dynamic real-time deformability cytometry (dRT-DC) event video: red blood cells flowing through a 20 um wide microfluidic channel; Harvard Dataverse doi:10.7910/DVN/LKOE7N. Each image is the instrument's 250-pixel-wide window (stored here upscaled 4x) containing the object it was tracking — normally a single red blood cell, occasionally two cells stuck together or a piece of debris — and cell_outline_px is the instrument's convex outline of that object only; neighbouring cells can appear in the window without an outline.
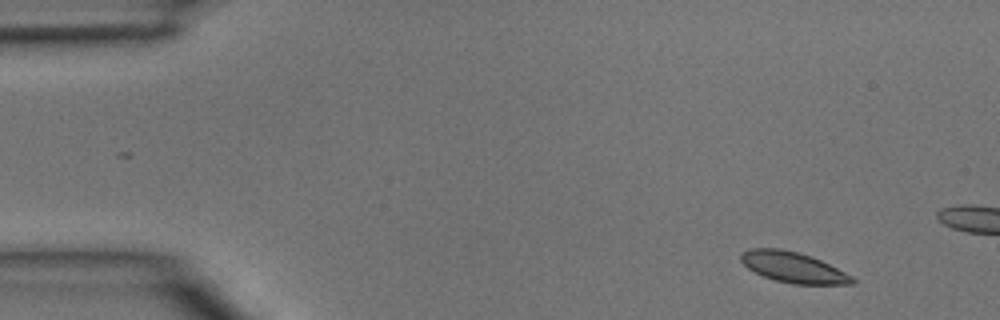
{"species": "common noctule bat (a hibernating species)", "species_latin": "Nyctalus noctula", "temperature_condition": "room temperature", "stored_images_in_passage": 9, "camera_frame_rate_fps": 3000, "um_per_image_px": 0.085, "animal": {"sex": "male", "body_mass_g": 15.6}, "frame": {"image": 1, "passage_image": 1, "time_ms": 0.0, "image_size_px": [1000, 320], "cell_outline_px": [[856, 284], [792, 284], [776, 280], [764, 276], [748, 268], [740, 260], [740, 252], [752, 248], [780, 248], [812, 256], [852, 276], [856, 280]], "centroid_in_image_um": [67.41, 22.72], "position_along_channel_um": 17.6, "area_um2": 19.71}}